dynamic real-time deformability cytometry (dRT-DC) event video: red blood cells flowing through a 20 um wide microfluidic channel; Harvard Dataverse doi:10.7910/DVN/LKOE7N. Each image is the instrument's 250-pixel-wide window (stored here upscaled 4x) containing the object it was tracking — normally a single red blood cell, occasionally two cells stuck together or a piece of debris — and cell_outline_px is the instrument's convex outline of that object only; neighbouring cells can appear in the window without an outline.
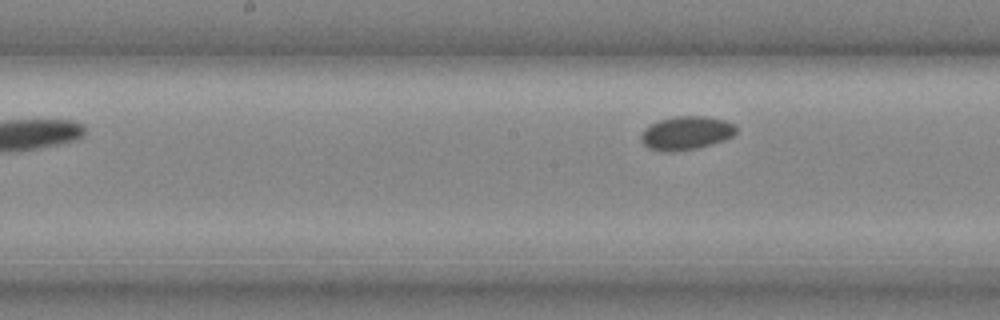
{"species": "common noctule bat (a hibernating species)", "species_latin": "Nyctalus noctula", "temperature_condition": "cold", "stored_images_in_passage": 11, "segment_of_instrument_passage": [2, 2], "camera_frame_rate_fps": 3000, "um_per_image_px": 0.085, "animal": {"sex": "male", "body_mass_g": 20.4}, "frame": {"image": 1, "passage_image": 11, "time_ms": 3.333, "image_size_px": [1000, 320], "cell_outline_px": [[736, 132], [732, 136], [724, 140], [712, 144], [696, 148], [672, 152], [660, 152], [648, 148], [640, 140], [640, 136], [644, 128], [660, 120], [676, 116], [704, 116], [724, 120], [736, 124]], "centroid_in_image_um": [58.31, 11.32], "position_along_channel_um": 189.9, "area_um2": 18.67}}